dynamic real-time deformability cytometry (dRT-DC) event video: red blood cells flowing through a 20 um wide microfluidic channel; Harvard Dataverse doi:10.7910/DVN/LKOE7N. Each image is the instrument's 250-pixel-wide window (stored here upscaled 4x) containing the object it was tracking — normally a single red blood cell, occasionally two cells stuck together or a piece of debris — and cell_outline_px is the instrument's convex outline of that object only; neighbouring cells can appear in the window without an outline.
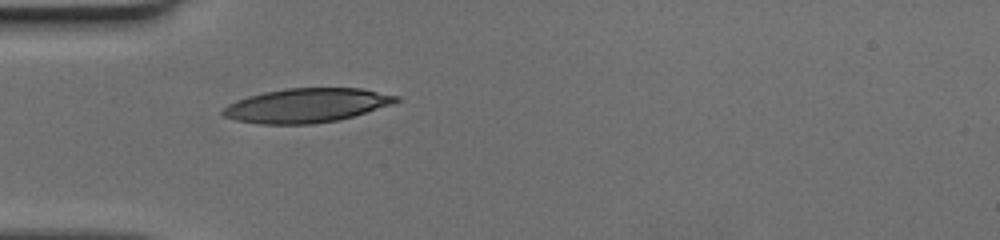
{"species": "human", "species_latin": "Homo sapiens", "temperature_condition": "cold", "stored_images_in_passage": 34, "camera_frame_rate_fps": 3000, "um_per_image_px": 0.085, "donor": {"sex": "female"}, "frame": {"image": 1, "passage_image": 1, "time_ms": 0.0, "image_size_px": [1000, 240], "cell_outline_px": [[400, 100], [392, 104], [352, 116], [336, 120], [312, 124], [260, 124], [236, 120], [224, 116], [220, 112], [228, 104], [236, 100], [248, 96], [264, 92], [288, 88], [360, 88], [400, 96]], "centroid_in_image_um": [26.03, 8.96], "position_along_channel_um": 59.0, "area_um2": 34.28}}
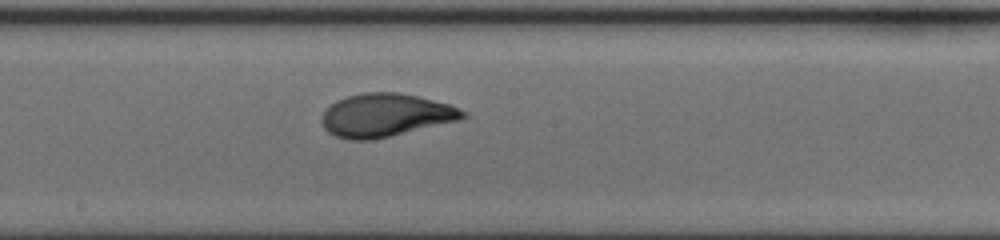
{"frame": {"image": 2, "passage_image": 13, "time_ms": 4.0, "image_size_px": [1000, 240], "cell_outline_px": [[468, 116], [460, 120], [372, 140], [348, 140], [336, 136], [328, 132], [324, 128], [320, 120], [320, 116], [336, 100], [348, 96], [364, 92], [400, 92], [448, 104], [464, 112]], "centroid_in_image_um": [32.72, 9.79], "position_along_channel_um": 215.5, "area_um2": 35.26}}
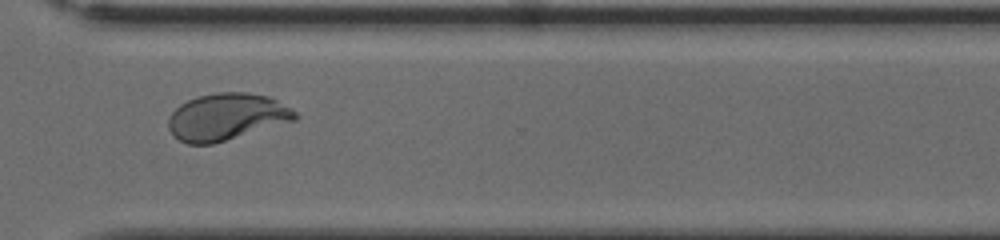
{"frame": {"image": 3, "passage_image": 23, "time_ms": 7.333, "image_size_px": [1000, 240], "cell_outline_px": [[300, 116], [296, 120], [212, 144], [188, 144], [172, 136], [168, 128], [168, 116], [180, 104], [196, 96], [216, 92], [248, 92], [268, 96], [292, 108]], "centroid_in_image_um": [19.25, 9.92], "position_along_channel_um": 351.4, "area_um2": 34.8}}